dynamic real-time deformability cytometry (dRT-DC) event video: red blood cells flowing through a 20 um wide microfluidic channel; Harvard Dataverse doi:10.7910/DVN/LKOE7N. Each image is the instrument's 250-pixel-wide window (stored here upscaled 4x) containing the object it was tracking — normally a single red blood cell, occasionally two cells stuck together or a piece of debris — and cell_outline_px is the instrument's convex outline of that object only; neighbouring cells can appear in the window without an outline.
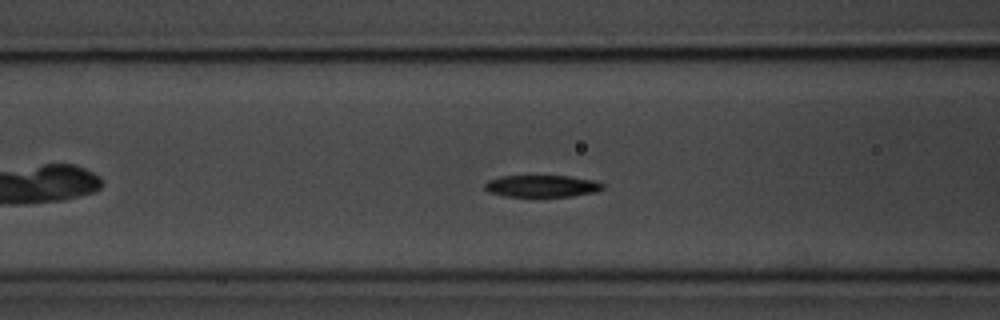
{"species": "common noctule bat (a hibernating species)", "species_latin": "Nyctalus noctula", "temperature_condition": "room temperature", "stored_images_in_passage": 48, "segment_of_instrument_passage": [1, 2], "camera_frame_rate_fps": 3000, "um_per_image_px": 0.085, "animal": {"sex": "male", "body_mass_g": 20.1, "forearm_length_mm": 53.5}, "frame": {"image": 1, "passage_image": 13, "time_ms": 4.0, "image_size_px": [1000, 320], "cell_outline_px": [[604, 188], [596, 192], [572, 196], [504, 196], [488, 192], [484, 188], [484, 184], [488, 180], [500, 176], [568, 176], [596, 180], [604, 184]], "centroid_in_image_um": [46.07, 15.81], "position_along_channel_um": 120.5, "area_um2": 15.14}}
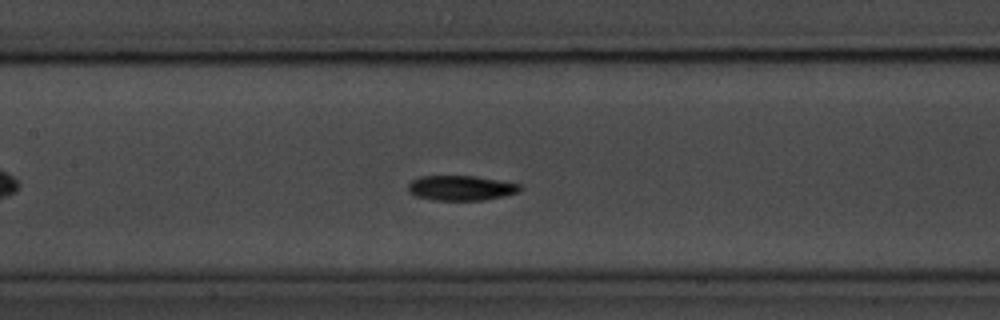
{"frame": {"image": 2, "passage_image": 17, "time_ms": 5.333, "image_size_px": [1000, 320], "cell_outline_px": [[520, 192], [504, 196], [484, 200], [436, 200], [416, 196], [408, 192], [408, 184], [412, 180], [420, 176], [476, 176], [520, 184]], "centroid_in_image_um": [39.17, 15.98], "position_along_channel_um": 168.2, "area_um2": 16.24}}
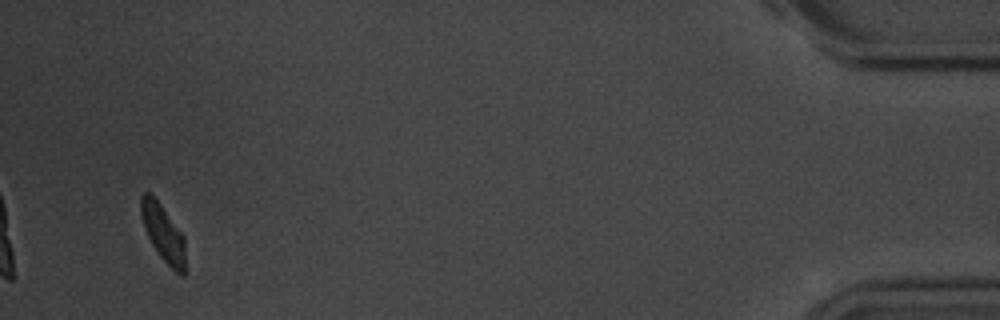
{"frame": {"image": 3, "passage_image": 45, "time_ms": 14.667, "image_size_px": [1000, 320], "cell_outline_px": [[184, 276], [180, 276], [160, 256], [152, 244], [144, 228], [140, 212], [140, 196], [144, 192], [148, 192], [160, 204], [184, 236]], "centroid_in_image_um": [13.85, 19.79], "position_along_channel_um": 421.4, "area_um2": 14.39}}